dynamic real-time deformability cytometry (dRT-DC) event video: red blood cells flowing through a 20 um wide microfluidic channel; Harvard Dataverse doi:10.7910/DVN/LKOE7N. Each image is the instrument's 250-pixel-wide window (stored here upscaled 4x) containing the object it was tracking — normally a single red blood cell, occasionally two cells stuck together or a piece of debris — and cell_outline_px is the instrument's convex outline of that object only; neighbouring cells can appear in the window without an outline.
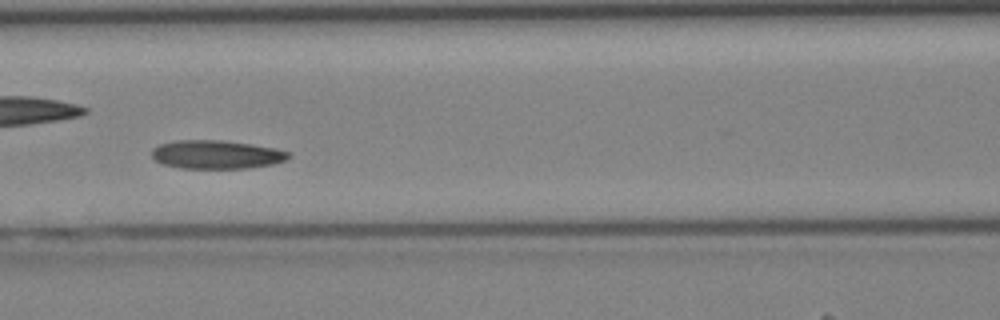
{"species": "Egyptian fruit bat (a non-hibernating species)", "species_latin": "Rousettus aegyptiacus", "temperature_condition": "cold", "stored_images_in_passage": 41, "camera_frame_rate_fps": 3000, "um_per_image_px": 0.085, "animal": {"sex": "female"}, "frame": {"image": 1, "passage_image": 18, "time_ms": 5.667, "image_size_px": [1000, 320], "cell_outline_px": [[292, 156], [288, 160], [272, 164], [244, 168], [180, 168], [164, 164], [152, 160], [152, 148], [160, 144], [176, 140], [220, 140], [252, 144], [276, 148], [288, 152]], "centroid_in_image_um": [18.39, 13.13], "position_along_channel_um": 148.2, "area_um2": 22.83}}